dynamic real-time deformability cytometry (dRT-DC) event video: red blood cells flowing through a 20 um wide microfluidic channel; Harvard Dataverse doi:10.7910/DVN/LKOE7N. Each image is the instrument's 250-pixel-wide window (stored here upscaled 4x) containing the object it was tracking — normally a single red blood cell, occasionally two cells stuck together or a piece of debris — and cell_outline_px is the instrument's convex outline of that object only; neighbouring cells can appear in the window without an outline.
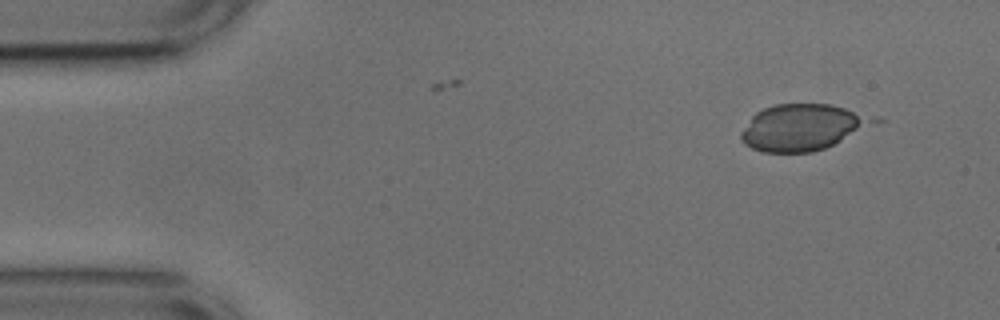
{"species": "common noctule bat (a hibernating species)", "species_latin": "Nyctalus noctula", "temperature_condition": "cold", "stored_images_in_passage": 4, "camera_frame_rate_fps": 3000, "um_per_image_px": 0.085, "animal": {"sex": "male", "body_mass_g": 17.9, "forearm_length_mm": 54.2}, "frame": {"image": 1, "passage_image": 1, "time_ms": 0.0, "image_size_px": [1000, 320], "cell_outline_px": [[864, 120], [856, 128], [840, 140], [824, 148], [812, 152], [764, 152], [752, 148], [744, 144], [740, 140], [740, 132], [752, 116], [756, 112], [764, 108], [776, 104], [828, 104], [844, 108], [852, 112]], "centroid_in_image_um": [67.84, 10.84], "position_along_channel_um": 17.2, "area_um2": 33.23}}